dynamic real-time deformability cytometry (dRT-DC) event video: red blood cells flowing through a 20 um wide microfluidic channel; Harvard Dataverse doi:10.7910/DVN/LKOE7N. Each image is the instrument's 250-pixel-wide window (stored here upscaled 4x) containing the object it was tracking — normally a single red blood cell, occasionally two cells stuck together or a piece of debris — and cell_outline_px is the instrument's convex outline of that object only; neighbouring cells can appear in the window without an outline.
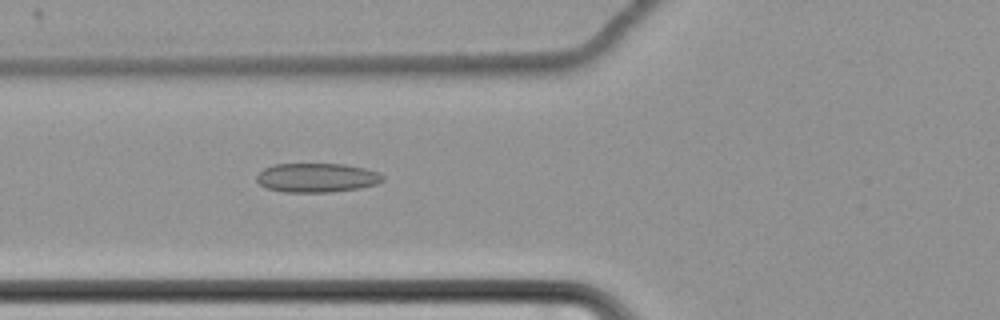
{"species": "common noctule bat (a hibernating species)", "species_latin": "Nyctalus noctula", "temperature_condition": "cold", "stored_images_in_passage": 63, "camera_frame_rate_fps": 3000, "um_per_image_px": 0.085, "animal": {"sex": "female", "body_mass_g": 22.7, "forearm_length_mm": 54.2}, "frame": {"image": 1, "passage_image": 27, "time_ms": 8.667, "image_size_px": [1000, 320], "cell_outline_px": [[384, 180], [376, 184], [360, 188], [328, 192], [284, 192], [268, 188], [260, 184], [256, 180], [256, 176], [264, 168], [272, 164], [344, 164], [364, 168], [380, 172], [384, 176]], "centroid_in_image_um": [26.94, 15.1], "position_along_channel_um": 98.9, "area_um2": 21.44}}
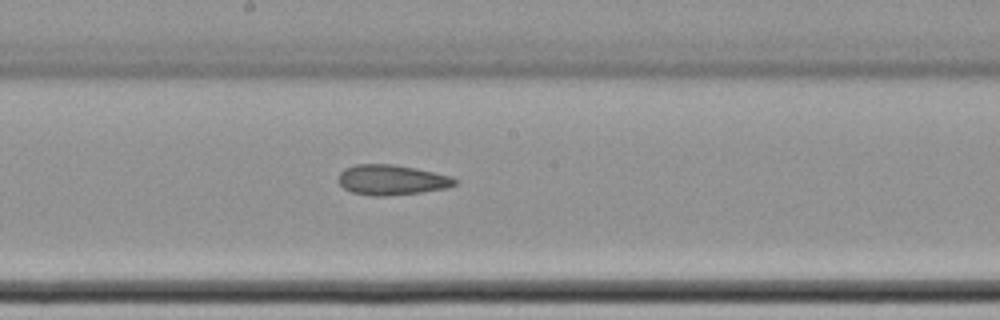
{"frame": {"image": 2, "passage_image": 37, "time_ms": 12.0, "image_size_px": [1000, 320], "cell_outline_px": [[460, 180], [456, 184], [448, 188], [420, 192], [388, 196], [372, 196], [352, 192], [344, 188], [336, 180], [336, 176], [344, 168], [356, 164], [396, 164], [416, 168], [452, 176]], "centroid_in_image_um": [33.29, 15.28], "position_along_channel_um": 214.9, "area_um2": 20.87}}
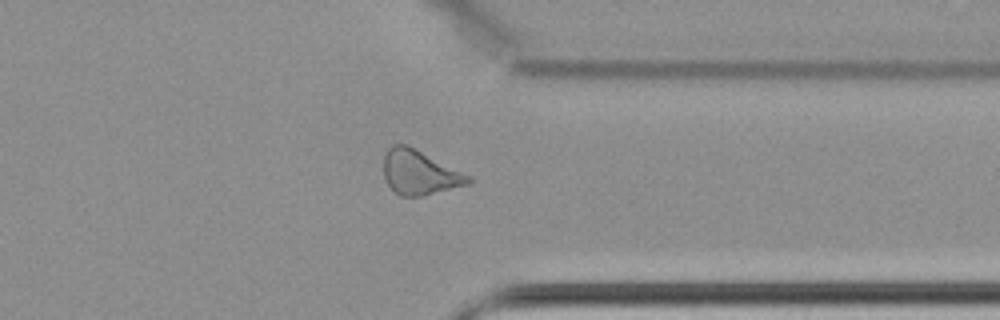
{"frame": {"image": 3, "passage_image": 51, "time_ms": 16.667, "image_size_px": [1000, 320], "cell_outline_px": [[472, 180], [468, 184], [424, 196], [400, 196], [388, 184], [384, 176], [384, 156], [388, 148], [392, 144], [408, 144], [472, 176]], "centroid_in_image_um": [35.68, 14.64], "position_along_channel_um": 375.7, "area_um2": 22.08}, "authors_computed_cell_mechanics": {"area_um2": 22.8888, "velocity_mm_per_s": 3.475, "shape_relaxation_time_tau1_ms": null, "shape_relaxation_time_tau2_ms": 8.383, "deformation_change_tau1": null, "deformation_change_tau2": 0.1706}}